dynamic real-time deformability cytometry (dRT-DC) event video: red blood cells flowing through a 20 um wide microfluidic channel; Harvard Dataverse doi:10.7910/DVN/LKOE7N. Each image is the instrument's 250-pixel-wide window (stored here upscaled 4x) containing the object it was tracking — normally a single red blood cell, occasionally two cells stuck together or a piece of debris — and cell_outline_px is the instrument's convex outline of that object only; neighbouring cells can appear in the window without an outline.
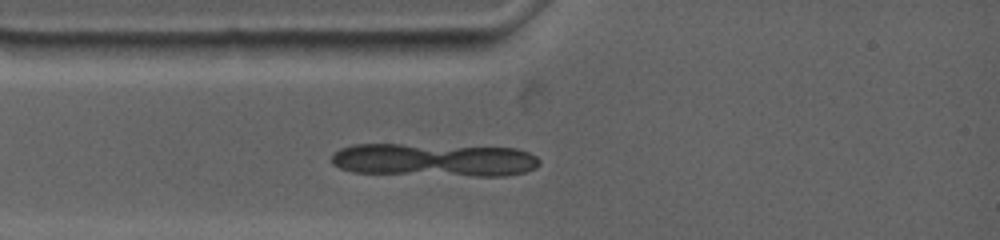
{"species": "common noctule bat (a hibernating species)", "species_latin": "Nyctalus noctula", "temperature_condition": "warm", "stored_images_in_passage": 8, "segment_of_instrument_passage": [2, 2], "camera_frame_rate_fps": 4500, "um_per_image_px": 0.085, "animal": {"sex": "female", "body_mass_g": 19.0, "forearm_length_mm": 53.3}, "frame": {"image": 1, "passage_image": 8, "time_ms": 1.778, "image_size_px": [1000, 240], "cell_outline_px": [[488, 48], [468, 56], [372, 52], [364, 40], [484, 40], [488, 44]], "centroid_in_image_um": [36.42, 3.98], "position_along_channel_um": 48.6, "area_um2": 11.73}}